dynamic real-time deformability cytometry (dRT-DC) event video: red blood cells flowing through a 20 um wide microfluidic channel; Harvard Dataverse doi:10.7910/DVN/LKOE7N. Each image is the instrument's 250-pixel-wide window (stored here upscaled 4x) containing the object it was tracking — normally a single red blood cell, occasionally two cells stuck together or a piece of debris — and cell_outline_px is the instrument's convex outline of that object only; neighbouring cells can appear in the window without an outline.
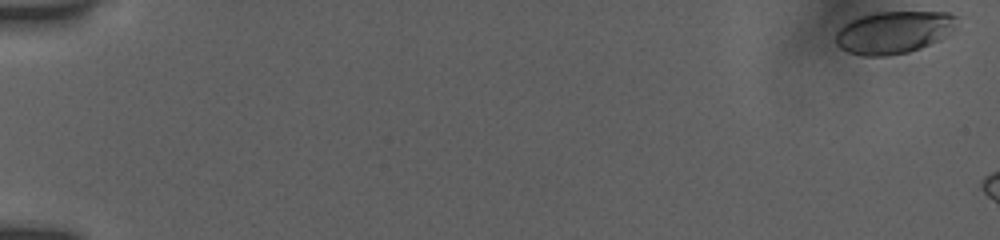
{"species": "human", "species_latin": "Homo sapiens", "temperature_condition": "room temperature", "stored_images_in_passage": 14, "camera_frame_rate_fps": 3000, "um_per_image_px": 0.085, "donor": {"sex": "female"}, "frame": {"image": 1, "passage_image": 1, "time_ms": 0.0, "image_size_px": [1000, 240], "cell_outline_px": [[960, 16], [956, 28], [940, 40], [920, 48], [908, 52], [888, 56], [864, 56], [848, 52], [840, 48], [836, 44], [836, 32], [844, 24], [860, 16], [876, 12], [948, 12]], "centroid_in_image_um": [76.01, 2.74], "position_along_channel_um": 9.0, "area_um2": 30.23}}